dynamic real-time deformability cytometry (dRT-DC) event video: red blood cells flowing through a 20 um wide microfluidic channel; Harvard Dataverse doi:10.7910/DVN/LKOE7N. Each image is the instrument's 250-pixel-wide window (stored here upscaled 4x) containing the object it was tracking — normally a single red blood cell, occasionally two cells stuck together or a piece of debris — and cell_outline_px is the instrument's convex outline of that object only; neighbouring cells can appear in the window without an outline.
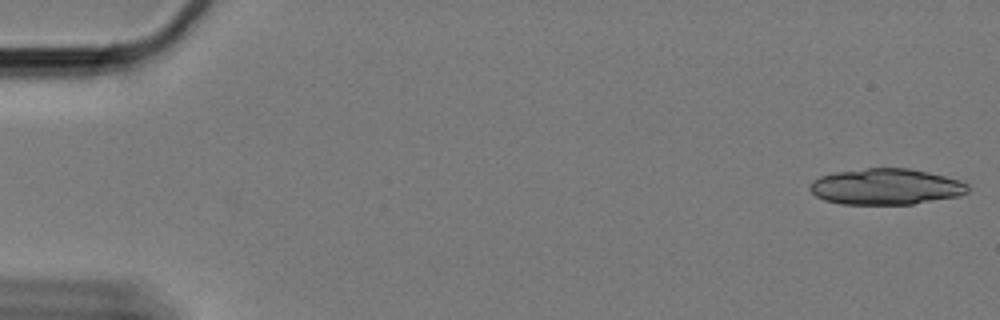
{"species": "Egyptian fruit bat (a non-hibernating species)", "species_latin": "Rousettus aegyptiacus", "temperature_condition": "cold", "stored_images_in_passage": 31, "segment_of_instrument_passage": [1, 2], "camera_frame_rate_fps": 3000, "um_per_image_px": 0.085, "animal": {"sex": "female"}, "frame": {"image": 1, "passage_image": 1, "time_ms": 0.0, "image_size_px": [1000, 320], "cell_outline_px": [[968, 192], [960, 196], [912, 204], [844, 204], [824, 200], [816, 196], [808, 188], [812, 180], [820, 176], [836, 172], [868, 168], [908, 168], [928, 172], [960, 180], [968, 184]], "centroid_in_image_um": [75.3, 15.87], "position_along_channel_um": 9.7, "area_um2": 33.18}}